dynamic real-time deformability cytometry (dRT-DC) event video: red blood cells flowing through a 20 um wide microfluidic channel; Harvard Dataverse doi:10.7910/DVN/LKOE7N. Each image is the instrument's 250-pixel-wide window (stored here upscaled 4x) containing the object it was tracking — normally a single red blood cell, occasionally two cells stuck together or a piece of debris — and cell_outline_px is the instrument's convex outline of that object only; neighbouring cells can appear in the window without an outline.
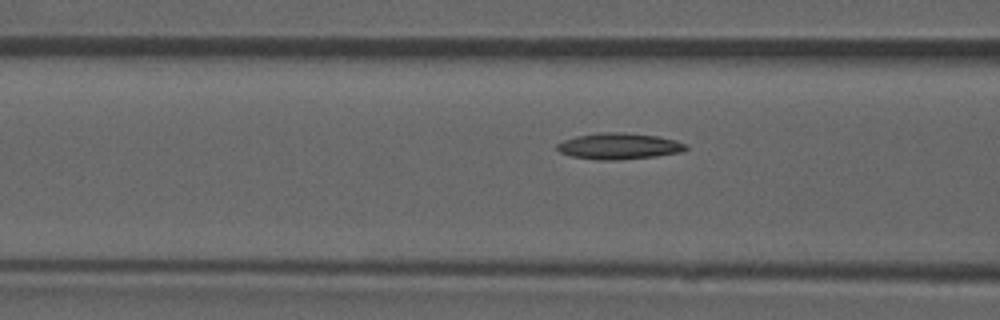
{"species": "common noctule bat (a hibernating species)", "species_latin": "Nyctalus noctula", "temperature_condition": "room temperature", "stored_images_in_passage": 12, "camera_frame_rate_fps": 3000, "um_per_image_px": 0.085, "animal": {"sex": "male", "forearm_length_mm": 52.5}, "frame": {"image": 1, "passage_image": 10, "time_ms": 3.0, "image_size_px": [1000, 320], "cell_outline_px": [[688, 148], [680, 152], [656, 156], [612, 160], [596, 160], [572, 156], [560, 152], [556, 148], [556, 144], [564, 140], [576, 136], [600, 132], [620, 132], [656, 136], [676, 140], [688, 144]], "centroid_in_image_um": [52.6, 12.42], "position_along_channel_um": 114.0, "area_um2": 19.59}}